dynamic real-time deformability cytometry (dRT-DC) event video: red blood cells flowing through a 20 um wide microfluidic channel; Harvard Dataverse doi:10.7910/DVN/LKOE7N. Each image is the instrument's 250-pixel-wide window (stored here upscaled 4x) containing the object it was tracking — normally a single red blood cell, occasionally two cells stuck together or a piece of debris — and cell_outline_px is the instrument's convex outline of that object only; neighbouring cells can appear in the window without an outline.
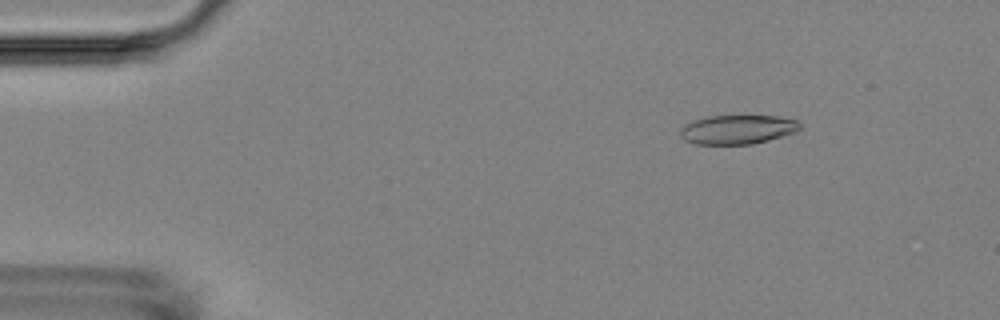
{"species": "Egyptian fruit bat (a non-hibernating species)", "species_latin": "Rousettus aegyptiacus", "temperature_condition": "room temperature", "stored_images_in_passage": 6, "camera_frame_rate_fps": 3000, "um_per_image_px": 0.085, "animal": {"sex": "female"}, "frame": {"image": 1, "passage_image": 3, "time_ms": 2.333, "image_size_px": [1000, 320], "cell_outline_px": [[800, 128], [796, 132], [768, 140], [752, 144], [696, 144], [684, 140], [680, 136], [680, 128], [684, 124], [692, 120], [708, 116], [776, 116], [796, 120], [800, 124]], "centroid_in_image_um": [62.65, 11.01], "position_along_channel_um": 22.4, "area_um2": 20.35}}